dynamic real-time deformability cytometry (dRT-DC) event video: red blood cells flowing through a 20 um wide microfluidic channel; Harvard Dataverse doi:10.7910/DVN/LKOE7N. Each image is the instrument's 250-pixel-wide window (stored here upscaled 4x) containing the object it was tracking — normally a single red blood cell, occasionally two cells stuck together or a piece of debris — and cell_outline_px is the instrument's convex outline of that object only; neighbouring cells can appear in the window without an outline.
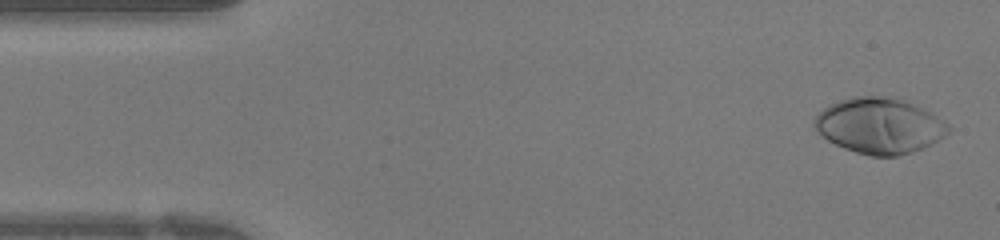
{"species": "human", "species_latin": "Homo sapiens", "temperature_condition": "warm", "stored_images_in_passage": 42, "camera_frame_rate_fps": 3000, "um_per_image_px": 0.085, "donor": {"sex": "female"}, "frame": {"image": 1, "passage_image": 2, "time_ms": 0.333, "image_size_px": [1000, 240], "cell_outline_px": [[952, 128], [944, 136], [932, 144], [924, 148], [912, 152], [896, 156], [872, 156], [856, 152], [844, 148], [828, 140], [812, 124], [816, 116], [828, 104], [852, 96], [892, 96], [904, 100], [936, 116], [948, 124]], "centroid_in_image_um": [74.75, 10.68], "position_along_channel_um": 10.2, "area_um2": 43.18}}
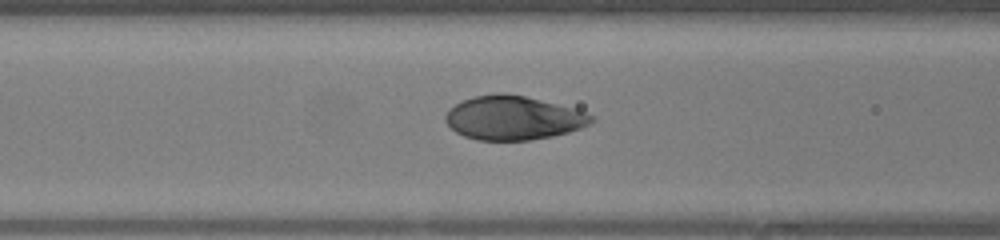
{"frame": {"image": 2, "passage_image": 16, "time_ms": 5.0, "image_size_px": [1000, 240], "cell_outline_px": [[596, 120], [592, 124], [568, 132], [552, 136], [528, 140], [476, 140], [464, 136], [456, 132], [444, 120], [444, 116], [456, 104], [464, 100], [476, 96], [500, 92], [504, 92], [524, 96], [576, 108], [596, 116]], "centroid_in_image_um": [43.68, 10.02], "position_along_channel_um": 122.9, "area_um2": 37.4}}
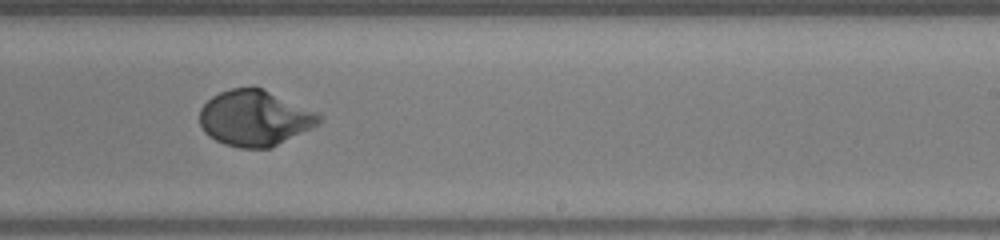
{"frame": {"image": 3, "passage_image": 25, "time_ms": 8.0, "image_size_px": [1000, 240], "cell_outline_px": [[324, 120], [320, 124], [268, 148], [240, 148], [224, 144], [208, 136], [204, 132], [200, 124], [200, 108], [212, 96], [220, 92], [232, 88], [260, 88], [316, 112], [324, 116]], "centroid_in_image_um": [21.63, 10.05], "position_along_channel_um": 267.4, "area_um2": 38.26}}